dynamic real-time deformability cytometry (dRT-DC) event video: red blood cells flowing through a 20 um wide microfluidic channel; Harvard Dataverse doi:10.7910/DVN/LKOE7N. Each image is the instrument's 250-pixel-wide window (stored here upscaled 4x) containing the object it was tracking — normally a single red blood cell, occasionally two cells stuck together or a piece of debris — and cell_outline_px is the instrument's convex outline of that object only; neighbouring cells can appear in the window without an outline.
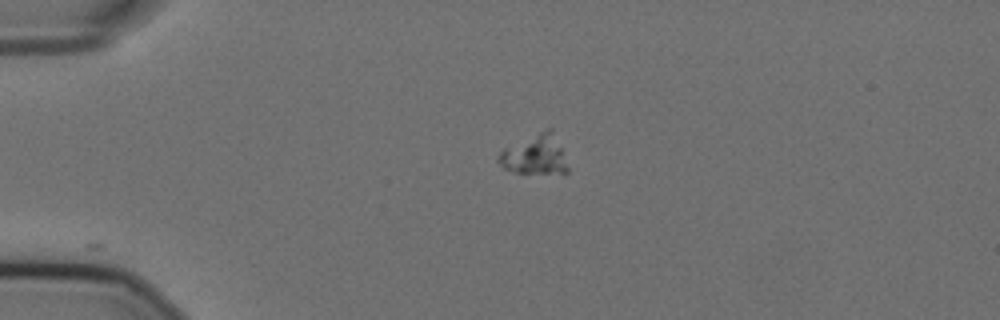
{"species": "Egyptian fruit bat (a non-hibernating species)", "species_latin": "Rousettus aegyptiacus", "temperature_condition": "cold", "stored_images_in_passage": 24, "camera_frame_rate_fps": 3000, "um_per_image_px": 0.085, "animal": {"sex": "female"}, "frame": {"image": 1, "passage_image": 1, "time_ms": 0.0, "image_size_px": [1000, 320], "cell_outline_px": [[568, 172], [516, 172], [504, 168], [496, 160], [496, 156], [504, 148], [548, 128], [552, 128], [568, 168]], "centroid_in_image_um": [45.42, 13.14], "position_along_channel_um": 39.6, "area_um2": 15.37}}
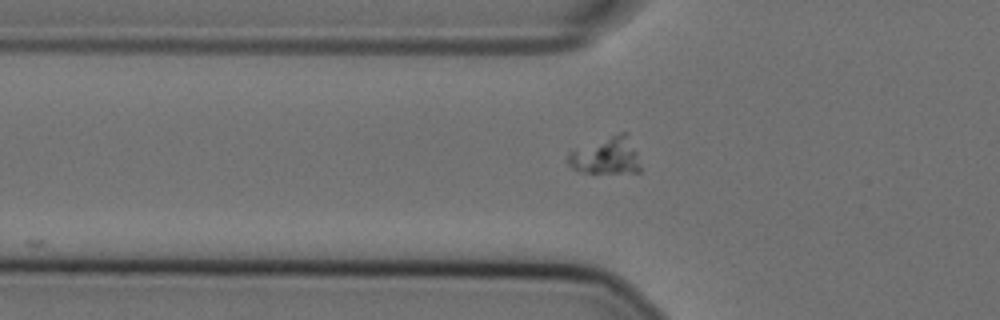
{"frame": {"image": 2, "passage_image": 7, "time_ms": 2.0, "image_size_px": [1000, 320], "cell_outline_px": [[640, 172], [580, 172], [572, 168], [568, 164], [568, 152], [620, 132], [628, 132], [636, 152], [640, 168]], "centroid_in_image_um": [51.53, 13.24], "position_along_channel_um": 74.3, "area_um2": 15.37}}
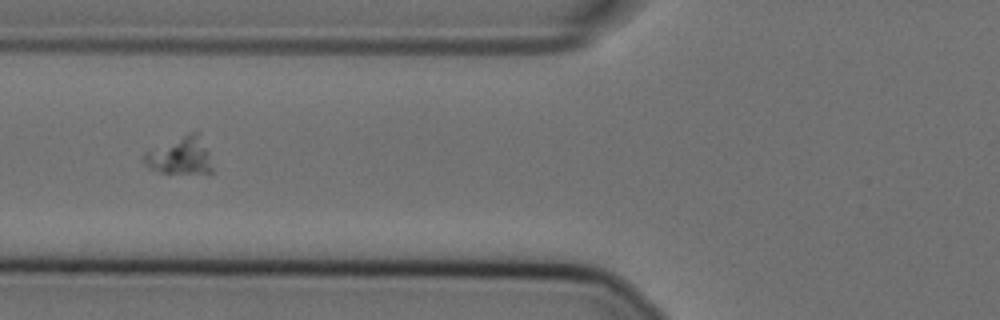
{"frame": {"image": 3, "passage_image": 10, "time_ms": 3.0, "image_size_px": [1000, 320], "cell_outline_px": [[212, 172], [160, 172], [148, 168], [144, 160], [144, 152], [188, 132], [200, 132], [208, 152], [212, 168]], "centroid_in_image_um": [15.31, 13.2], "position_along_channel_um": 110.5, "area_um2": 14.68}}